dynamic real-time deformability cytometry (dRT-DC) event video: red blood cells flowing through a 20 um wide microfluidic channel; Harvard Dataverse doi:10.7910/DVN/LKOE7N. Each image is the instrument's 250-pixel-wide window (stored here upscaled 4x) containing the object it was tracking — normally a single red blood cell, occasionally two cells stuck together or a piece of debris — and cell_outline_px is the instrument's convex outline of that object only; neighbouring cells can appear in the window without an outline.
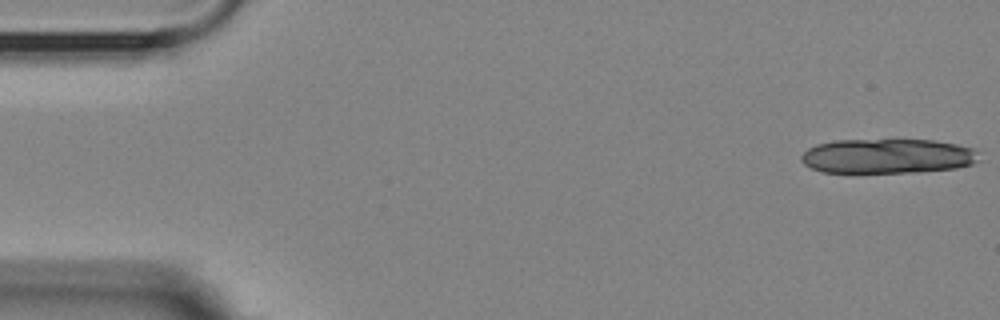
{"species": "Egyptian fruit bat (a non-hibernating species)", "species_latin": "Rousettus aegyptiacus", "temperature_condition": "room temperature", "stored_images_in_passage": 12, "camera_frame_rate_fps": 3000, "um_per_image_px": 0.085, "animal": {"sex": "female"}, "frame": {"image": 1, "passage_image": 1, "time_ms": 0.0, "image_size_px": [1000, 320], "cell_outline_px": [[980, 160], [972, 164], [956, 168], [912, 172], [824, 172], [812, 168], [804, 164], [800, 160], [800, 156], [808, 148], [816, 144], [832, 140], [932, 140], [956, 144], [972, 148], [976, 152]], "centroid_in_image_um": [75.41, 13.26], "position_along_channel_um": 9.6, "area_um2": 35.84}}